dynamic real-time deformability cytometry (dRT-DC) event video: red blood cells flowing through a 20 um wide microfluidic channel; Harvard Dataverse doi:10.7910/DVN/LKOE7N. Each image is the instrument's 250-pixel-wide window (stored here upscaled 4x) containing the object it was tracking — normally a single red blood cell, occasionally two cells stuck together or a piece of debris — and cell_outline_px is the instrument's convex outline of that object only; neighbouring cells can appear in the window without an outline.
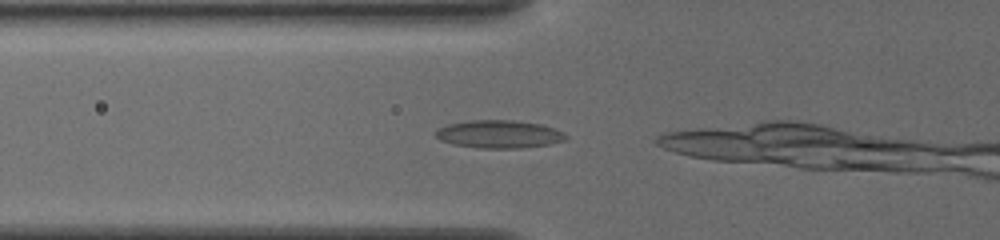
{"species": "common noctule bat (a hibernating species)", "species_latin": "Nyctalus noctula", "temperature_condition": "cold", "stored_images_in_passage": 5, "camera_frame_rate_fps": 3000, "um_per_image_px": 0.085, "animal": {"sex": "female", "body_mass_g": 19.5, "forearm_length_mm": 54.1}, "frame": {"image": 1, "passage_image": 2, "time_ms": 0.333, "image_size_px": [1000, 240], "cell_outline_px": [[568, 136], [564, 140], [548, 144], [524, 148], [480, 148], [456, 144], [440, 140], [436, 136], [436, 132], [440, 128], [448, 124], [472, 120], [512, 120], [540, 124], [552, 128]], "centroid_in_image_um": [42.42, 11.4], "position_along_channel_um": 83.4, "area_um2": 20.75}}